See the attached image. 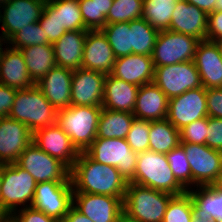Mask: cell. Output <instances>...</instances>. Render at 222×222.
<instances>
[{
  "label": "cell",
  "mask_w": 222,
  "mask_h": 222,
  "mask_svg": "<svg viewBox=\"0 0 222 222\" xmlns=\"http://www.w3.org/2000/svg\"><path fill=\"white\" fill-rule=\"evenodd\" d=\"M38 22L45 36L48 37L49 44H53L67 32L57 21L56 0L46 1L44 11Z\"/></svg>",
  "instance_id": "40"
},
{
  "label": "cell",
  "mask_w": 222,
  "mask_h": 222,
  "mask_svg": "<svg viewBox=\"0 0 222 222\" xmlns=\"http://www.w3.org/2000/svg\"><path fill=\"white\" fill-rule=\"evenodd\" d=\"M215 10H222V0H217Z\"/></svg>",
  "instance_id": "58"
},
{
  "label": "cell",
  "mask_w": 222,
  "mask_h": 222,
  "mask_svg": "<svg viewBox=\"0 0 222 222\" xmlns=\"http://www.w3.org/2000/svg\"><path fill=\"white\" fill-rule=\"evenodd\" d=\"M0 84L16 90H25L34 85L21 51L8 44L0 53Z\"/></svg>",
  "instance_id": "24"
},
{
  "label": "cell",
  "mask_w": 222,
  "mask_h": 222,
  "mask_svg": "<svg viewBox=\"0 0 222 222\" xmlns=\"http://www.w3.org/2000/svg\"><path fill=\"white\" fill-rule=\"evenodd\" d=\"M188 3L193 4L205 11L207 14L215 11L217 0H186Z\"/></svg>",
  "instance_id": "51"
},
{
  "label": "cell",
  "mask_w": 222,
  "mask_h": 222,
  "mask_svg": "<svg viewBox=\"0 0 222 222\" xmlns=\"http://www.w3.org/2000/svg\"><path fill=\"white\" fill-rule=\"evenodd\" d=\"M218 48H219V51H220V54H221V59H222V39L221 40H218V41H215Z\"/></svg>",
  "instance_id": "57"
},
{
  "label": "cell",
  "mask_w": 222,
  "mask_h": 222,
  "mask_svg": "<svg viewBox=\"0 0 222 222\" xmlns=\"http://www.w3.org/2000/svg\"><path fill=\"white\" fill-rule=\"evenodd\" d=\"M1 177H2V164H0V185H1Z\"/></svg>",
  "instance_id": "60"
},
{
  "label": "cell",
  "mask_w": 222,
  "mask_h": 222,
  "mask_svg": "<svg viewBox=\"0 0 222 222\" xmlns=\"http://www.w3.org/2000/svg\"><path fill=\"white\" fill-rule=\"evenodd\" d=\"M217 190L222 191V170L218 174L216 181L212 184Z\"/></svg>",
  "instance_id": "54"
},
{
  "label": "cell",
  "mask_w": 222,
  "mask_h": 222,
  "mask_svg": "<svg viewBox=\"0 0 222 222\" xmlns=\"http://www.w3.org/2000/svg\"><path fill=\"white\" fill-rule=\"evenodd\" d=\"M11 216L17 222H59L42 211L36 210L32 207L21 208L12 213Z\"/></svg>",
  "instance_id": "44"
},
{
  "label": "cell",
  "mask_w": 222,
  "mask_h": 222,
  "mask_svg": "<svg viewBox=\"0 0 222 222\" xmlns=\"http://www.w3.org/2000/svg\"><path fill=\"white\" fill-rule=\"evenodd\" d=\"M150 121L134 118L126 141L135 153L149 150Z\"/></svg>",
  "instance_id": "41"
},
{
  "label": "cell",
  "mask_w": 222,
  "mask_h": 222,
  "mask_svg": "<svg viewBox=\"0 0 222 222\" xmlns=\"http://www.w3.org/2000/svg\"><path fill=\"white\" fill-rule=\"evenodd\" d=\"M139 86L106 75L102 108L133 113Z\"/></svg>",
  "instance_id": "26"
},
{
  "label": "cell",
  "mask_w": 222,
  "mask_h": 222,
  "mask_svg": "<svg viewBox=\"0 0 222 222\" xmlns=\"http://www.w3.org/2000/svg\"><path fill=\"white\" fill-rule=\"evenodd\" d=\"M72 72L71 69L55 66L36 83L57 111L71 105Z\"/></svg>",
  "instance_id": "22"
},
{
  "label": "cell",
  "mask_w": 222,
  "mask_h": 222,
  "mask_svg": "<svg viewBox=\"0 0 222 222\" xmlns=\"http://www.w3.org/2000/svg\"><path fill=\"white\" fill-rule=\"evenodd\" d=\"M46 0H10L0 8V24L8 42L18 31L37 23L44 11Z\"/></svg>",
  "instance_id": "13"
},
{
  "label": "cell",
  "mask_w": 222,
  "mask_h": 222,
  "mask_svg": "<svg viewBox=\"0 0 222 222\" xmlns=\"http://www.w3.org/2000/svg\"><path fill=\"white\" fill-rule=\"evenodd\" d=\"M123 199L103 194L73 192V206L93 222H115L123 212Z\"/></svg>",
  "instance_id": "17"
},
{
  "label": "cell",
  "mask_w": 222,
  "mask_h": 222,
  "mask_svg": "<svg viewBox=\"0 0 222 222\" xmlns=\"http://www.w3.org/2000/svg\"><path fill=\"white\" fill-rule=\"evenodd\" d=\"M57 21L66 31L86 30L79 0H56Z\"/></svg>",
  "instance_id": "36"
},
{
  "label": "cell",
  "mask_w": 222,
  "mask_h": 222,
  "mask_svg": "<svg viewBox=\"0 0 222 222\" xmlns=\"http://www.w3.org/2000/svg\"><path fill=\"white\" fill-rule=\"evenodd\" d=\"M80 12L86 30H97L96 0H79Z\"/></svg>",
  "instance_id": "45"
},
{
  "label": "cell",
  "mask_w": 222,
  "mask_h": 222,
  "mask_svg": "<svg viewBox=\"0 0 222 222\" xmlns=\"http://www.w3.org/2000/svg\"><path fill=\"white\" fill-rule=\"evenodd\" d=\"M129 26L132 31V54L151 56L160 31L143 18L130 21Z\"/></svg>",
  "instance_id": "33"
},
{
  "label": "cell",
  "mask_w": 222,
  "mask_h": 222,
  "mask_svg": "<svg viewBox=\"0 0 222 222\" xmlns=\"http://www.w3.org/2000/svg\"><path fill=\"white\" fill-rule=\"evenodd\" d=\"M176 180L186 189L192 188V175L185 150L181 144L165 154Z\"/></svg>",
  "instance_id": "37"
},
{
  "label": "cell",
  "mask_w": 222,
  "mask_h": 222,
  "mask_svg": "<svg viewBox=\"0 0 222 222\" xmlns=\"http://www.w3.org/2000/svg\"><path fill=\"white\" fill-rule=\"evenodd\" d=\"M16 89L0 84V118L9 116L13 107Z\"/></svg>",
  "instance_id": "48"
},
{
  "label": "cell",
  "mask_w": 222,
  "mask_h": 222,
  "mask_svg": "<svg viewBox=\"0 0 222 222\" xmlns=\"http://www.w3.org/2000/svg\"><path fill=\"white\" fill-rule=\"evenodd\" d=\"M7 44L13 49H21L33 45L49 44L39 22L29 24L18 31Z\"/></svg>",
  "instance_id": "39"
},
{
  "label": "cell",
  "mask_w": 222,
  "mask_h": 222,
  "mask_svg": "<svg viewBox=\"0 0 222 222\" xmlns=\"http://www.w3.org/2000/svg\"><path fill=\"white\" fill-rule=\"evenodd\" d=\"M153 83L168 99L184 92L202 87L200 74L194 61L154 67Z\"/></svg>",
  "instance_id": "10"
},
{
  "label": "cell",
  "mask_w": 222,
  "mask_h": 222,
  "mask_svg": "<svg viewBox=\"0 0 222 222\" xmlns=\"http://www.w3.org/2000/svg\"><path fill=\"white\" fill-rule=\"evenodd\" d=\"M86 35L87 30L67 31L52 44L57 66L71 70L82 68Z\"/></svg>",
  "instance_id": "27"
},
{
  "label": "cell",
  "mask_w": 222,
  "mask_h": 222,
  "mask_svg": "<svg viewBox=\"0 0 222 222\" xmlns=\"http://www.w3.org/2000/svg\"><path fill=\"white\" fill-rule=\"evenodd\" d=\"M32 142L42 151L59 159L69 169L74 166L80 153L57 123L34 131Z\"/></svg>",
  "instance_id": "15"
},
{
  "label": "cell",
  "mask_w": 222,
  "mask_h": 222,
  "mask_svg": "<svg viewBox=\"0 0 222 222\" xmlns=\"http://www.w3.org/2000/svg\"><path fill=\"white\" fill-rule=\"evenodd\" d=\"M73 192L103 194L124 198L127 181L114 166L97 163L80 152L70 169Z\"/></svg>",
  "instance_id": "1"
},
{
  "label": "cell",
  "mask_w": 222,
  "mask_h": 222,
  "mask_svg": "<svg viewBox=\"0 0 222 222\" xmlns=\"http://www.w3.org/2000/svg\"><path fill=\"white\" fill-rule=\"evenodd\" d=\"M115 222H138L134 218L130 217L126 212H122L116 219Z\"/></svg>",
  "instance_id": "53"
},
{
  "label": "cell",
  "mask_w": 222,
  "mask_h": 222,
  "mask_svg": "<svg viewBox=\"0 0 222 222\" xmlns=\"http://www.w3.org/2000/svg\"><path fill=\"white\" fill-rule=\"evenodd\" d=\"M168 114V98L154 83L140 86L133 115L146 121L163 120Z\"/></svg>",
  "instance_id": "25"
},
{
  "label": "cell",
  "mask_w": 222,
  "mask_h": 222,
  "mask_svg": "<svg viewBox=\"0 0 222 222\" xmlns=\"http://www.w3.org/2000/svg\"><path fill=\"white\" fill-rule=\"evenodd\" d=\"M208 14L186 0L176 2L169 31L191 35L197 39L205 40L207 35Z\"/></svg>",
  "instance_id": "21"
},
{
  "label": "cell",
  "mask_w": 222,
  "mask_h": 222,
  "mask_svg": "<svg viewBox=\"0 0 222 222\" xmlns=\"http://www.w3.org/2000/svg\"><path fill=\"white\" fill-rule=\"evenodd\" d=\"M208 116L222 119V88L206 89Z\"/></svg>",
  "instance_id": "46"
},
{
  "label": "cell",
  "mask_w": 222,
  "mask_h": 222,
  "mask_svg": "<svg viewBox=\"0 0 222 222\" xmlns=\"http://www.w3.org/2000/svg\"><path fill=\"white\" fill-rule=\"evenodd\" d=\"M170 193L129 182L123 199V211L138 222H162Z\"/></svg>",
  "instance_id": "6"
},
{
  "label": "cell",
  "mask_w": 222,
  "mask_h": 222,
  "mask_svg": "<svg viewBox=\"0 0 222 222\" xmlns=\"http://www.w3.org/2000/svg\"><path fill=\"white\" fill-rule=\"evenodd\" d=\"M131 183L178 196L187 190L176 180L167 157L147 150L138 153L134 179Z\"/></svg>",
  "instance_id": "2"
},
{
  "label": "cell",
  "mask_w": 222,
  "mask_h": 222,
  "mask_svg": "<svg viewBox=\"0 0 222 222\" xmlns=\"http://www.w3.org/2000/svg\"><path fill=\"white\" fill-rule=\"evenodd\" d=\"M208 117L198 119L180 129V141L183 143L206 144Z\"/></svg>",
  "instance_id": "42"
},
{
  "label": "cell",
  "mask_w": 222,
  "mask_h": 222,
  "mask_svg": "<svg viewBox=\"0 0 222 222\" xmlns=\"http://www.w3.org/2000/svg\"><path fill=\"white\" fill-rule=\"evenodd\" d=\"M206 145L222 152V119L208 116Z\"/></svg>",
  "instance_id": "43"
},
{
  "label": "cell",
  "mask_w": 222,
  "mask_h": 222,
  "mask_svg": "<svg viewBox=\"0 0 222 222\" xmlns=\"http://www.w3.org/2000/svg\"><path fill=\"white\" fill-rule=\"evenodd\" d=\"M191 222H217L215 219H212L211 216H206L204 214H193Z\"/></svg>",
  "instance_id": "52"
},
{
  "label": "cell",
  "mask_w": 222,
  "mask_h": 222,
  "mask_svg": "<svg viewBox=\"0 0 222 222\" xmlns=\"http://www.w3.org/2000/svg\"><path fill=\"white\" fill-rule=\"evenodd\" d=\"M16 164L30 173L37 183L70 178V169L59 159L38 148L33 142L21 153Z\"/></svg>",
  "instance_id": "11"
},
{
  "label": "cell",
  "mask_w": 222,
  "mask_h": 222,
  "mask_svg": "<svg viewBox=\"0 0 222 222\" xmlns=\"http://www.w3.org/2000/svg\"><path fill=\"white\" fill-rule=\"evenodd\" d=\"M208 117L206 89L198 87L168 99L167 120L178 130L201 118Z\"/></svg>",
  "instance_id": "14"
},
{
  "label": "cell",
  "mask_w": 222,
  "mask_h": 222,
  "mask_svg": "<svg viewBox=\"0 0 222 222\" xmlns=\"http://www.w3.org/2000/svg\"><path fill=\"white\" fill-rule=\"evenodd\" d=\"M113 0H96L97 7V30L106 25V17L111 8Z\"/></svg>",
  "instance_id": "49"
},
{
  "label": "cell",
  "mask_w": 222,
  "mask_h": 222,
  "mask_svg": "<svg viewBox=\"0 0 222 222\" xmlns=\"http://www.w3.org/2000/svg\"><path fill=\"white\" fill-rule=\"evenodd\" d=\"M116 57L102 30H87L84 43L82 68L109 75Z\"/></svg>",
  "instance_id": "19"
},
{
  "label": "cell",
  "mask_w": 222,
  "mask_h": 222,
  "mask_svg": "<svg viewBox=\"0 0 222 222\" xmlns=\"http://www.w3.org/2000/svg\"><path fill=\"white\" fill-rule=\"evenodd\" d=\"M23 55L30 79L38 83L52 68L57 66L52 44L33 45L19 49Z\"/></svg>",
  "instance_id": "28"
},
{
  "label": "cell",
  "mask_w": 222,
  "mask_h": 222,
  "mask_svg": "<svg viewBox=\"0 0 222 222\" xmlns=\"http://www.w3.org/2000/svg\"><path fill=\"white\" fill-rule=\"evenodd\" d=\"M134 118L133 113L102 108L96 138L126 139Z\"/></svg>",
  "instance_id": "30"
},
{
  "label": "cell",
  "mask_w": 222,
  "mask_h": 222,
  "mask_svg": "<svg viewBox=\"0 0 222 222\" xmlns=\"http://www.w3.org/2000/svg\"><path fill=\"white\" fill-rule=\"evenodd\" d=\"M33 132L23 123L0 118V164L16 163L21 153L32 143Z\"/></svg>",
  "instance_id": "16"
},
{
  "label": "cell",
  "mask_w": 222,
  "mask_h": 222,
  "mask_svg": "<svg viewBox=\"0 0 222 222\" xmlns=\"http://www.w3.org/2000/svg\"><path fill=\"white\" fill-rule=\"evenodd\" d=\"M199 41L191 35L160 31L151 54L154 67L193 61Z\"/></svg>",
  "instance_id": "8"
},
{
  "label": "cell",
  "mask_w": 222,
  "mask_h": 222,
  "mask_svg": "<svg viewBox=\"0 0 222 222\" xmlns=\"http://www.w3.org/2000/svg\"><path fill=\"white\" fill-rule=\"evenodd\" d=\"M85 153L97 163L116 167L127 183L134 179L138 153L126 139L96 138Z\"/></svg>",
  "instance_id": "7"
},
{
  "label": "cell",
  "mask_w": 222,
  "mask_h": 222,
  "mask_svg": "<svg viewBox=\"0 0 222 222\" xmlns=\"http://www.w3.org/2000/svg\"><path fill=\"white\" fill-rule=\"evenodd\" d=\"M62 222H93L87 216L79 212L73 205L70 207L68 213L63 218Z\"/></svg>",
  "instance_id": "50"
},
{
  "label": "cell",
  "mask_w": 222,
  "mask_h": 222,
  "mask_svg": "<svg viewBox=\"0 0 222 222\" xmlns=\"http://www.w3.org/2000/svg\"><path fill=\"white\" fill-rule=\"evenodd\" d=\"M143 0H113L106 17V24L130 22L143 16Z\"/></svg>",
  "instance_id": "35"
},
{
  "label": "cell",
  "mask_w": 222,
  "mask_h": 222,
  "mask_svg": "<svg viewBox=\"0 0 222 222\" xmlns=\"http://www.w3.org/2000/svg\"><path fill=\"white\" fill-rule=\"evenodd\" d=\"M37 182L16 163L2 164L0 185V215H11L15 211L30 207Z\"/></svg>",
  "instance_id": "3"
},
{
  "label": "cell",
  "mask_w": 222,
  "mask_h": 222,
  "mask_svg": "<svg viewBox=\"0 0 222 222\" xmlns=\"http://www.w3.org/2000/svg\"><path fill=\"white\" fill-rule=\"evenodd\" d=\"M72 205L73 187L71 178H69L66 182L37 183L30 207L62 222Z\"/></svg>",
  "instance_id": "9"
},
{
  "label": "cell",
  "mask_w": 222,
  "mask_h": 222,
  "mask_svg": "<svg viewBox=\"0 0 222 222\" xmlns=\"http://www.w3.org/2000/svg\"><path fill=\"white\" fill-rule=\"evenodd\" d=\"M101 111L97 106L70 105L57 112V124L79 152H85L96 139Z\"/></svg>",
  "instance_id": "5"
},
{
  "label": "cell",
  "mask_w": 222,
  "mask_h": 222,
  "mask_svg": "<svg viewBox=\"0 0 222 222\" xmlns=\"http://www.w3.org/2000/svg\"><path fill=\"white\" fill-rule=\"evenodd\" d=\"M101 30L116 58L132 54V31L129 22L106 24Z\"/></svg>",
  "instance_id": "34"
},
{
  "label": "cell",
  "mask_w": 222,
  "mask_h": 222,
  "mask_svg": "<svg viewBox=\"0 0 222 222\" xmlns=\"http://www.w3.org/2000/svg\"><path fill=\"white\" fill-rule=\"evenodd\" d=\"M0 222H17L11 215H0Z\"/></svg>",
  "instance_id": "55"
},
{
  "label": "cell",
  "mask_w": 222,
  "mask_h": 222,
  "mask_svg": "<svg viewBox=\"0 0 222 222\" xmlns=\"http://www.w3.org/2000/svg\"><path fill=\"white\" fill-rule=\"evenodd\" d=\"M5 44H7V42H6V40L4 39V37H3V34L2 33H0V53H1V51L3 50V46H6Z\"/></svg>",
  "instance_id": "56"
},
{
  "label": "cell",
  "mask_w": 222,
  "mask_h": 222,
  "mask_svg": "<svg viewBox=\"0 0 222 222\" xmlns=\"http://www.w3.org/2000/svg\"><path fill=\"white\" fill-rule=\"evenodd\" d=\"M57 110L34 84L17 90L9 117L25 124L32 132L57 123Z\"/></svg>",
  "instance_id": "4"
},
{
  "label": "cell",
  "mask_w": 222,
  "mask_h": 222,
  "mask_svg": "<svg viewBox=\"0 0 222 222\" xmlns=\"http://www.w3.org/2000/svg\"><path fill=\"white\" fill-rule=\"evenodd\" d=\"M193 61L205 89L222 88V59L215 41H199Z\"/></svg>",
  "instance_id": "20"
},
{
  "label": "cell",
  "mask_w": 222,
  "mask_h": 222,
  "mask_svg": "<svg viewBox=\"0 0 222 222\" xmlns=\"http://www.w3.org/2000/svg\"><path fill=\"white\" fill-rule=\"evenodd\" d=\"M177 1L179 0H146L142 18L158 31L168 30Z\"/></svg>",
  "instance_id": "32"
},
{
  "label": "cell",
  "mask_w": 222,
  "mask_h": 222,
  "mask_svg": "<svg viewBox=\"0 0 222 222\" xmlns=\"http://www.w3.org/2000/svg\"><path fill=\"white\" fill-rule=\"evenodd\" d=\"M187 193L192 199L193 214H204L222 222V191L209 185L190 188Z\"/></svg>",
  "instance_id": "29"
},
{
  "label": "cell",
  "mask_w": 222,
  "mask_h": 222,
  "mask_svg": "<svg viewBox=\"0 0 222 222\" xmlns=\"http://www.w3.org/2000/svg\"><path fill=\"white\" fill-rule=\"evenodd\" d=\"M105 79V74L93 70H73L71 105L102 107Z\"/></svg>",
  "instance_id": "18"
},
{
  "label": "cell",
  "mask_w": 222,
  "mask_h": 222,
  "mask_svg": "<svg viewBox=\"0 0 222 222\" xmlns=\"http://www.w3.org/2000/svg\"><path fill=\"white\" fill-rule=\"evenodd\" d=\"M10 0H0V8L6 5Z\"/></svg>",
  "instance_id": "59"
},
{
  "label": "cell",
  "mask_w": 222,
  "mask_h": 222,
  "mask_svg": "<svg viewBox=\"0 0 222 222\" xmlns=\"http://www.w3.org/2000/svg\"><path fill=\"white\" fill-rule=\"evenodd\" d=\"M222 39V10H215L208 14L206 40L218 41Z\"/></svg>",
  "instance_id": "47"
},
{
  "label": "cell",
  "mask_w": 222,
  "mask_h": 222,
  "mask_svg": "<svg viewBox=\"0 0 222 222\" xmlns=\"http://www.w3.org/2000/svg\"><path fill=\"white\" fill-rule=\"evenodd\" d=\"M111 75L139 87L153 83V60L151 56L143 54H130L116 58Z\"/></svg>",
  "instance_id": "23"
},
{
  "label": "cell",
  "mask_w": 222,
  "mask_h": 222,
  "mask_svg": "<svg viewBox=\"0 0 222 222\" xmlns=\"http://www.w3.org/2000/svg\"><path fill=\"white\" fill-rule=\"evenodd\" d=\"M191 168L192 188L212 185L222 170V152L206 144L180 142Z\"/></svg>",
  "instance_id": "12"
},
{
  "label": "cell",
  "mask_w": 222,
  "mask_h": 222,
  "mask_svg": "<svg viewBox=\"0 0 222 222\" xmlns=\"http://www.w3.org/2000/svg\"><path fill=\"white\" fill-rule=\"evenodd\" d=\"M192 216V199L186 192L169 201L162 222H191Z\"/></svg>",
  "instance_id": "38"
},
{
  "label": "cell",
  "mask_w": 222,
  "mask_h": 222,
  "mask_svg": "<svg viewBox=\"0 0 222 222\" xmlns=\"http://www.w3.org/2000/svg\"><path fill=\"white\" fill-rule=\"evenodd\" d=\"M180 142V131L167 119L150 121L149 150L166 154Z\"/></svg>",
  "instance_id": "31"
}]
</instances>
